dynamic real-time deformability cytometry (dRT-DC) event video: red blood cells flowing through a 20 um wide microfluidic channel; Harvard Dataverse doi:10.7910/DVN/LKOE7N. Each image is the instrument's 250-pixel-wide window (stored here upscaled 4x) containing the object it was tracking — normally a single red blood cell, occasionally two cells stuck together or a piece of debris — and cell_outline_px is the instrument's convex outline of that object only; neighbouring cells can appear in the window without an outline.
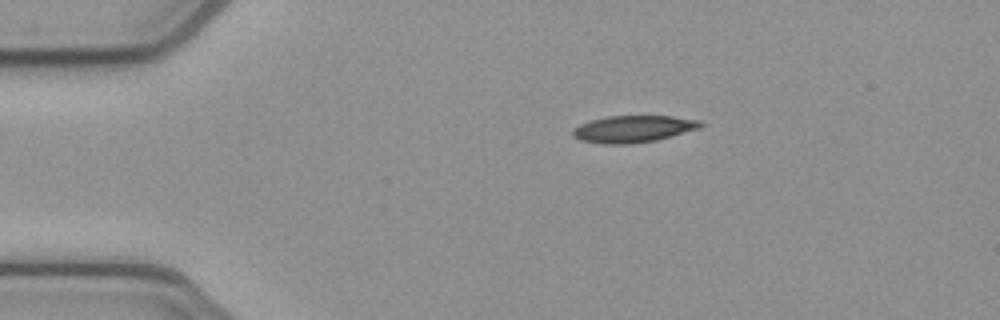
{"species": "common noctule bat (a hibernating species)", "species_latin": "Nyctalus noctula", "temperature_condition": "cold", "stored_images_in_passage": 43, "camera_frame_rate_fps": 3000, "um_per_image_px": 0.085, "animal": {"sex": "female", "body_mass_g": 21.9}, "frame": {"image": 1, "passage_image": 1, "time_ms": 0.0, "image_size_px": [1000, 320], "cell_outline_px": [[704, 124], [700, 128], [656, 140], [632, 144], [604, 144], [580, 140], [572, 136], [572, 128], [580, 124], [592, 120], [608, 116], [672, 116], [700, 120]], "centroid_in_image_um": [53.81, 10.96], "position_along_channel_um": 31.2, "area_um2": 20.06}}
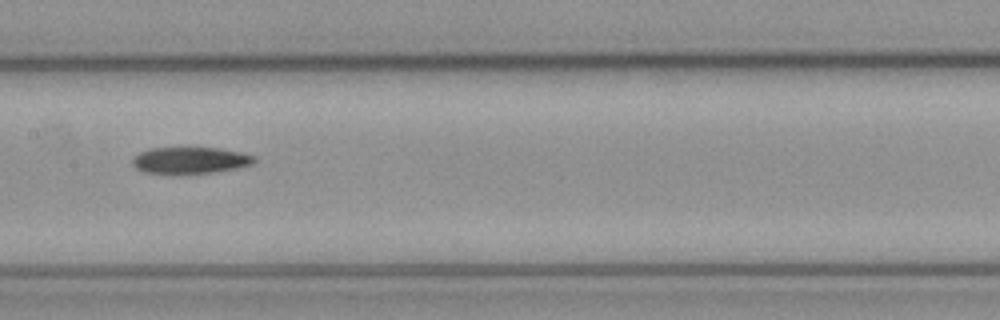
{"frame": {"image": 2, "passage_image": 17, "time_ms": 5.333, "image_size_px": [1000, 320], "cell_outline_px": [[256, 160], [252, 164], [236, 168], [212, 172], [144, 172], [136, 168], [132, 164], [132, 160], [140, 152], [152, 148], [220, 148], [240, 152], [256, 156]], "centroid_in_image_um": [16.2, 13.6], "position_along_channel_um": 191.2, "area_um2": 18.26}}
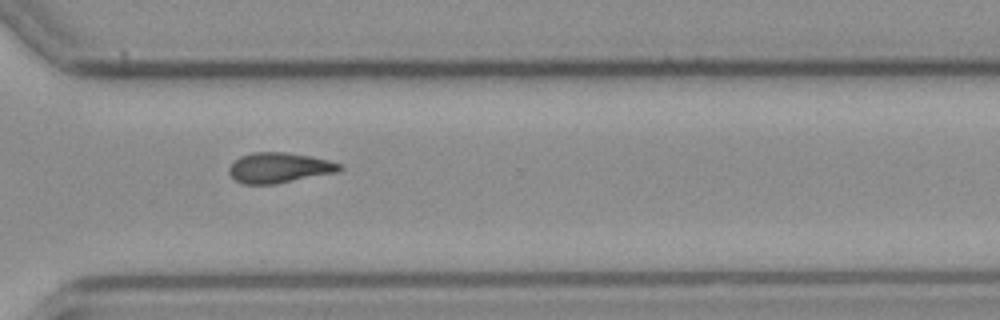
{"frame": {"image": 3, "passage_image": 29, "time_ms": 9.333, "image_size_px": [1000, 320], "cell_outline_px": [[344, 168], [336, 172], [276, 184], [244, 184], [236, 180], [228, 172], [228, 168], [240, 156], [252, 152], [284, 152], [308, 156], [328, 160], [340, 164]], "centroid_in_image_um": [23.71, 14.26], "position_along_channel_um": 346.9, "area_um2": 19.31}}